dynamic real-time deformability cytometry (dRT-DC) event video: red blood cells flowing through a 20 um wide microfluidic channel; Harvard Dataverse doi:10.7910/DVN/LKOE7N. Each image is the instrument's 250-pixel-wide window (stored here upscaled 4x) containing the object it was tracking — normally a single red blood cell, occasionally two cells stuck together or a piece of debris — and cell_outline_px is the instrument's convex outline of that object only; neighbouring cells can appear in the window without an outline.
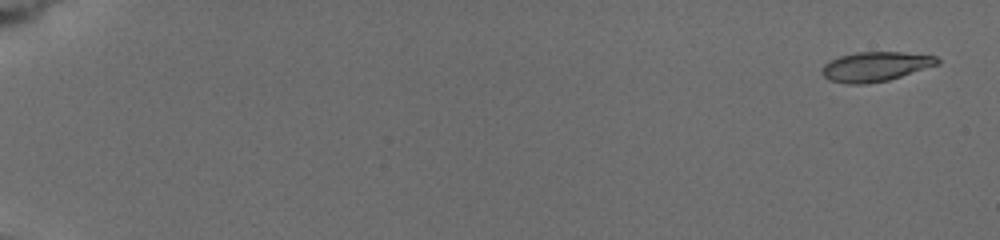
{"species": "common noctule bat (a hibernating species)", "species_latin": "Nyctalus noctula", "temperature_condition": "cold", "stored_images_in_passage": 12, "camera_frame_rate_fps": 3000, "um_per_image_px": 0.085, "animal": {"sex": "female", "body_mass_g": 19.5, "forearm_length_mm": 54.1}, "frame": {"image": 1, "passage_image": 1, "time_ms": 0.0, "image_size_px": [1000, 240], "cell_outline_px": [[940, 64], [888, 80], [864, 84], [844, 84], [828, 80], [820, 72], [824, 64], [840, 56], [856, 52], [904, 52], [936, 56], [940, 60]], "centroid_in_image_um": [74.4, 5.66], "position_along_channel_um": 10.6, "area_um2": 19.94}}
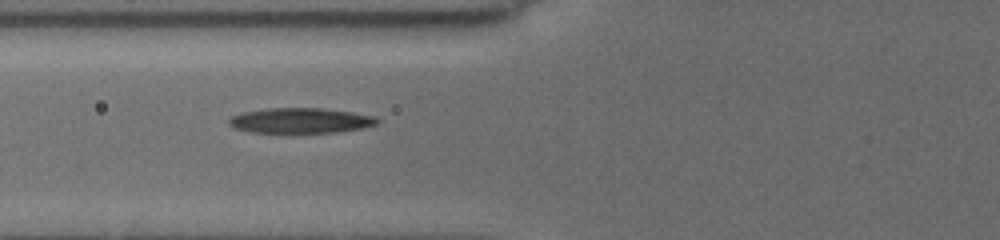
{"frame": {"image": 2, "passage_image": 7, "time_ms": 7.333, "image_size_px": [1000, 240], "cell_outline_px": [[380, 120], [376, 124], [360, 128], [336, 132], [252, 132], [232, 128], [228, 124], [228, 116], [240, 112], [268, 108], [324, 108], [352, 112], [372, 116]], "centroid_in_image_um": [25.45, 10.23], "position_along_channel_um": 100.4, "area_um2": 21.79}}
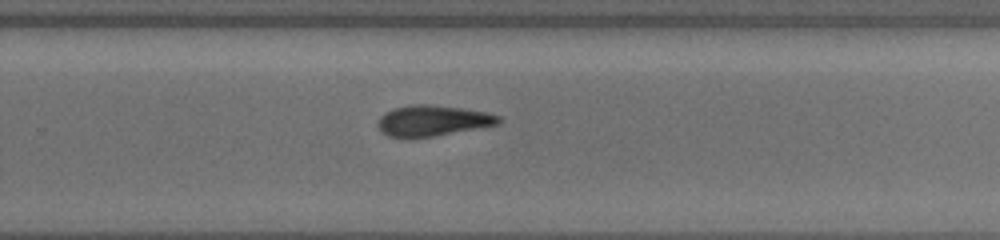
{"frame": {"image": 3, "passage_image": 12, "time_ms": 12.333, "image_size_px": [1000, 240], "cell_outline_px": [[500, 124], [432, 136], [404, 140], [388, 136], [376, 124], [380, 116], [384, 112], [392, 108], [412, 104], [428, 104], [464, 108], [484, 112], [500, 116]], "centroid_in_image_um": [36.71, 10.26], "position_along_channel_um": 293.1, "area_um2": 21.91}}